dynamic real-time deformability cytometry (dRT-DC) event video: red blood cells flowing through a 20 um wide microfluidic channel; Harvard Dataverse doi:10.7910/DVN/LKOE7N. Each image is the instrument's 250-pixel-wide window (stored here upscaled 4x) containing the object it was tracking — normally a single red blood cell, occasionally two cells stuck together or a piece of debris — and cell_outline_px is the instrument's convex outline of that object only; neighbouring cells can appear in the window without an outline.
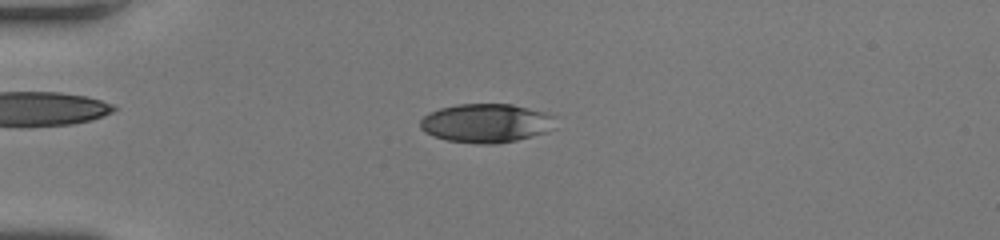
{"species": "human", "species_latin": "Homo sapiens", "temperature_condition": "room temperature", "stored_images_in_passage": 50, "camera_frame_rate_fps": 3000, "um_per_image_px": 0.085, "donor": {"sex": "female"}, "frame": {"image": 1, "passage_image": 14, "time_ms": 4.333, "image_size_px": [1000, 240], "cell_outline_px": [[556, 128], [532, 136], [516, 140], [496, 144], [476, 144], [448, 140], [432, 136], [424, 132], [420, 128], [420, 120], [428, 112], [440, 108], [456, 104], [512, 104], [548, 112], [556, 116]], "centroid_in_image_um": [41.35, 10.46], "position_along_channel_um": 43.6, "area_um2": 31.1}}
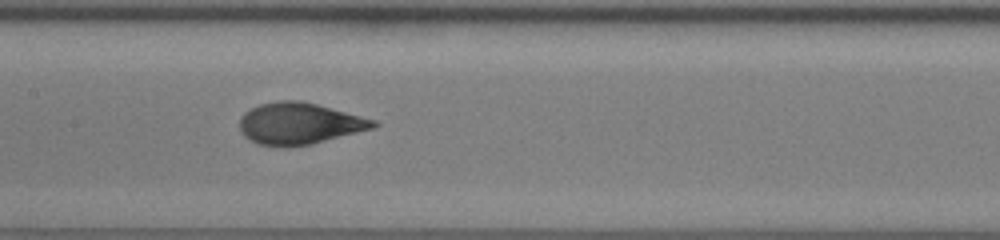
{"frame": {"image": 2, "passage_image": 26, "time_ms": 8.333, "image_size_px": [1000, 240], "cell_outline_px": [[380, 124], [372, 128], [312, 144], [288, 148], [284, 148], [256, 144], [248, 140], [240, 132], [240, 116], [244, 112], [260, 104], [280, 100], [300, 100], [316, 104], [376, 120]], "centroid_in_image_um": [25.39, 10.52], "position_along_channel_um": 182.0, "area_um2": 32.6}}
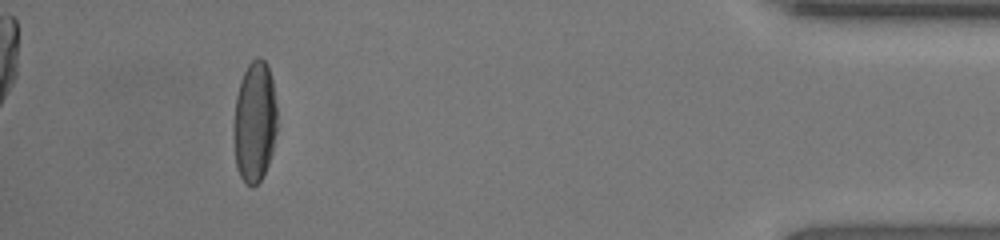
{"frame": {"image": 3, "passage_image": 46, "time_ms": 15.0, "image_size_px": [1000, 240], "cell_outline_px": [[276, 132], [272, 152], [268, 164], [260, 180], [252, 188], [244, 184], [236, 168], [232, 136], [232, 124], [236, 96], [240, 80], [248, 64], [256, 56], [260, 56], [268, 64], [272, 80], [276, 104]], "centroid_in_image_um": [21.61, 10.37], "position_along_channel_um": 413.6, "area_um2": 31.39}, "authors_computed_cell_mechanics": {"area_um2": 32.1368, "velocity_mm_per_s": 4.3165, "shape_relaxation_time_tau1_ms": 4.9823, "shape_relaxation_time_tau2_ms": null, "deformation_change_tau1": 0.2306, "deformation_change_tau2": null}}